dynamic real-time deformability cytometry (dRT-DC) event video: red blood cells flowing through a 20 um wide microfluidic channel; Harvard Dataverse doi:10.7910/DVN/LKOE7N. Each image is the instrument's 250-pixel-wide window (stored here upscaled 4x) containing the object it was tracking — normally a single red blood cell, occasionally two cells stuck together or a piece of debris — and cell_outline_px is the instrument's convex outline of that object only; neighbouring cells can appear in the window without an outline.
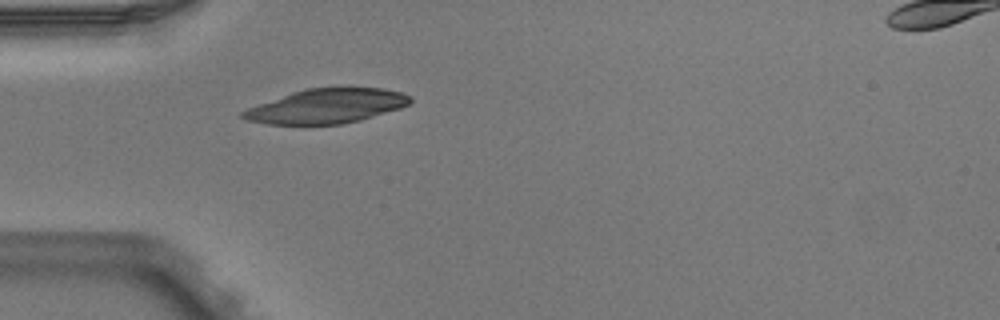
{"species": "Egyptian fruit bat (a non-hibernating species)", "species_latin": "Rousettus aegyptiacus", "temperature_condition": "warm", "stored_images_in_passage": 6, "segment_of_instrument_passage": [1, 2], "camera_frame_rate_fps": 3000, "um_per_image_px": 0.085, "animal": {"sex": "male"}, "frame": {"image": 1, "passage_image": 5, "time_ms": 1.333, "image_size_px": [1000, 320], "cell_outline_px": [[412, 100], [408, 104], [400, 108], [360, 120], [340, 124], [268, 124], [248, 120], [240, 116], [240, 112], [248, 108], [292, 92], [308, 88], [384, 88], [400, 92], [412, 96]], "centroid_in_image_um": [27.77, 9.02], "position_along_channel_um": 57.2, "area_um2": 33.18}}